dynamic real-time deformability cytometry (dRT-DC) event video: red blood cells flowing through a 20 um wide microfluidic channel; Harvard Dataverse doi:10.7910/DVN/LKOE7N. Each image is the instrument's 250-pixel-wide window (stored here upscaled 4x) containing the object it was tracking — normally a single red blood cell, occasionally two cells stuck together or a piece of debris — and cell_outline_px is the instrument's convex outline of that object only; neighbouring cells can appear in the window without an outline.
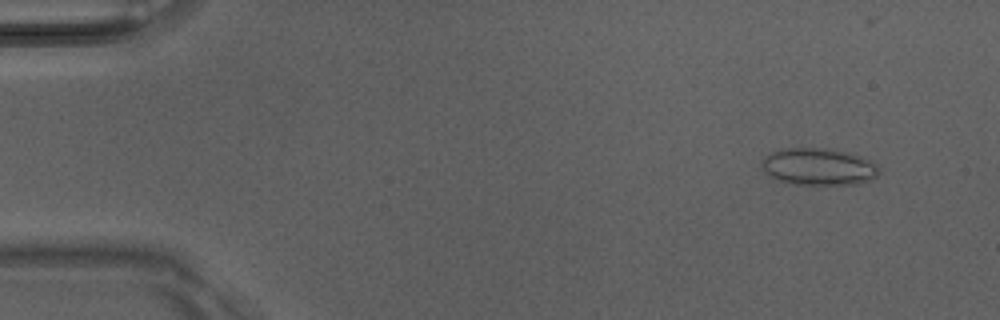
{"species": "Egyptian fruit bat (a non-hibernating species)", "species_latin": "Rousettus aegyptiacus", "temperature_condition": "room temperature", "stored_images_in_passage": 7, "camera_frame_rate_fps": 3000, "um_per_image_px": 0.085, "animal": {"sex": "male"}, "frame": {"image": 1, "passage_image": 2, "time_ms": 0.333, "image_size_px": [1000, 320], "cell_outline_px": [[880, 172], [872, 180], [856, 184], [792, 184], [780, 180], [772, 176], [764, 168], [764, 160], [772, 152], [784, 148], [828, 148], [860, 156], [876, 164]], "centroid_in_image_um": [69.65, 14.17], "position_along_channel_um": 15.4, "area_um2": 24.74}}